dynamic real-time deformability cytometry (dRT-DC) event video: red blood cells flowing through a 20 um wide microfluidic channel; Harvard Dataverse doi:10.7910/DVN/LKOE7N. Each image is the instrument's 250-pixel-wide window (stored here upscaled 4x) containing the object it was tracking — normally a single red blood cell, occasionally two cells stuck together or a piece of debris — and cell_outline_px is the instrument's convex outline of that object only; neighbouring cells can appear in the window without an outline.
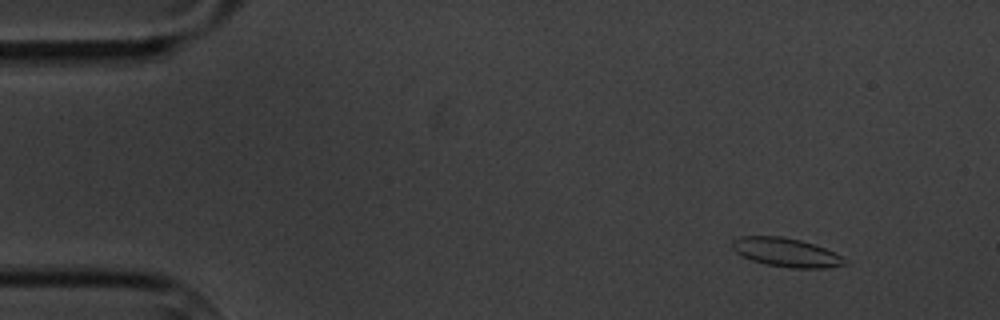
{"species": "common noctule bat (a hibernating species)", "species_latin": "Nyctalus noctula", "temperature_condition": "cold", "stored_images_in_passage": 6, "camera_frame_rate_fps": 3000, "um_per_image_px": 0.085, "animal": {"sex": "male", "body_mass_g": 20.1, "forearm_length_mm": 53.5}, "frame": {"image": 1, "passage_image": 2, "time_ms": 1.333, "image_size_px": [1000, 320], "cell_outline_px": [[848, 264], [824, 268], [788, 268], [768, 264], [752, 260], [740, 256], [732, 248], [732, 240], [740, 236], [780, 236], [800, 240], [824, 248], [848, 260]], "centroid_in_image_um": [66.8, 21.46], "position_along_channel_um": 18.2, "area_um2": 18.79}}